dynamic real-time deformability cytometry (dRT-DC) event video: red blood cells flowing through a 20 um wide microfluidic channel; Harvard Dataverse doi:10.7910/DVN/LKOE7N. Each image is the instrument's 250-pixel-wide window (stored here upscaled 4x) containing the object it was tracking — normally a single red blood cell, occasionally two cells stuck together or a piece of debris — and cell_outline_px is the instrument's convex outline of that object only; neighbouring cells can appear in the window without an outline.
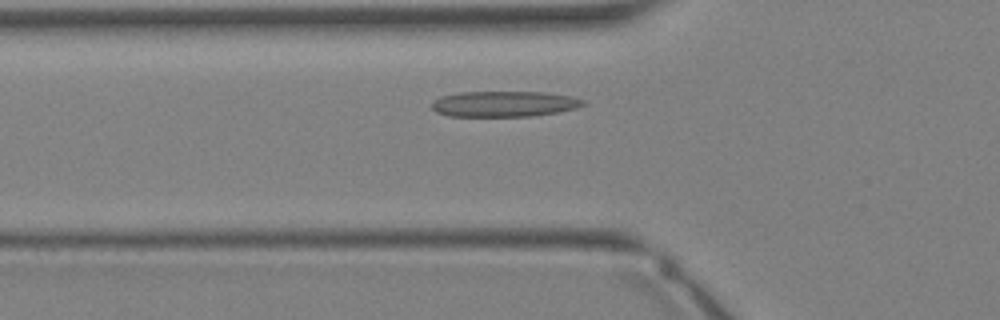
{"species": "Egyptian fruit bat (a non-hibernating species)", "species_latin": "Rousettus aegyptiacus", "temperature_condition": "warm", "stored_images_in_passage": 27, "camera_frame_rate_fps": 3000, "um_per_image_px": 0.085, "animal": {"sex": "female"}, "frame": {"image": 1, "passage_image": 5, "time_ms": 1.333, "image_size_px": [1000, 320], "cell_outline_px": [[588, 104], [576, 108], [560, 112], [532, 116], [448, 116], [436, 112], [432, 108], [432, 100], [440, 96], [460, 92], [544, 92], [572, 96], [588, 100]], "centroid_in_image_um": [42.9, 8.83], "position_along_channel_um": 82.9, "area_um2": 23.0}}
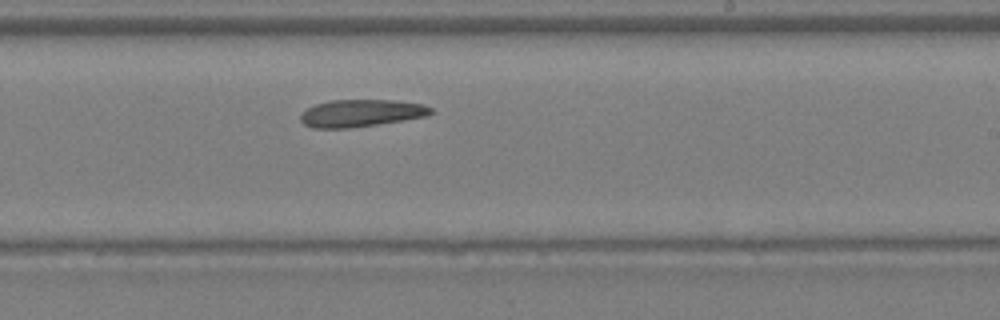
{"frame": {"image": 2, "passage_image": 14, "time_ms": 4.333, "image_size_px": [1000, 320], "cell_outline_px": [[432, 112], [424, 116], [376, 124], [348, 128], [312, 128], [304, 124], [300, 120], [300, 116], [308, 108], [316, 104], [332, 100], [392, 100], [424, 104], [432, 108]], "centroid_in_image_um": [30.65, 9.61], "position_along_channel_um": 258.3, "area_um2": 20.35}}
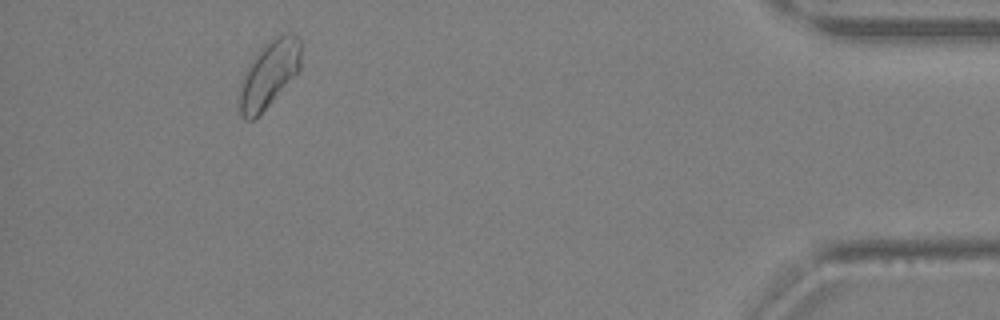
{"frame": {"image": 3, "passage_image": 25, "time_ms": 8.0, "image_size_px": [1000, 320], "cell_outline_px": [[300, 68], [272, 100], [252, 120], [244, 120], [240, 116], [240, 80], [244, 72], [256, 52], [264, 44], [276, 36], [288, 32], [292, 32], [300, 40]], "centroid_in_image_um": [22.84, 6.25], "position_along_channel_um": 412.4, "area_um2": 23.47}}